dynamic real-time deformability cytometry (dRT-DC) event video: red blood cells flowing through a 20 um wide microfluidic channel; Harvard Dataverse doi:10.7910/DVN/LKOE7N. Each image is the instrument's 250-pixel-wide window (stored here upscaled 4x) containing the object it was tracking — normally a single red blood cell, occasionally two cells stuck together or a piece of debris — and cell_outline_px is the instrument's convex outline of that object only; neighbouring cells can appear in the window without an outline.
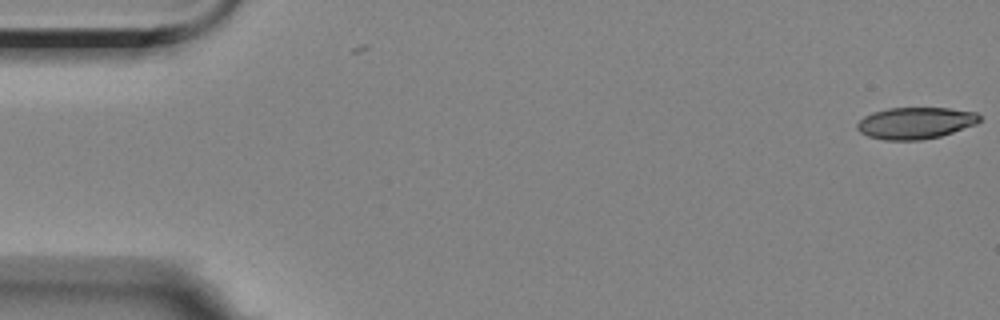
{"species": "Egyptian fruit bat (a non-hibernating species)", "species_latin": "Rousettus aegyptiacus", "temperature_condition": "room temperature", "stored_images_in_passage": 2, "camera_frame_rate_fps": 3000, "um_per_image_px": 0.085, "animal": {"sex": "female"}, "frame": {"image": 1, "passage_image": 2, "time_ms": 0.333, "image_size_px": [1000, 320], "cell_outline_px": [[980, 120], [976, 124], [940, 136], [920, 140], [884, 140], [868, 136], [860, 132], [856, 128], [856, 124], [864, 116], [872, 112], [888, 108], [948, 108], [976, 112], [980, 116]], "centroid_in_image_um": [77.78, 10.45], "position_along_channel_um": 7.2, "area_um2": 22.54}}